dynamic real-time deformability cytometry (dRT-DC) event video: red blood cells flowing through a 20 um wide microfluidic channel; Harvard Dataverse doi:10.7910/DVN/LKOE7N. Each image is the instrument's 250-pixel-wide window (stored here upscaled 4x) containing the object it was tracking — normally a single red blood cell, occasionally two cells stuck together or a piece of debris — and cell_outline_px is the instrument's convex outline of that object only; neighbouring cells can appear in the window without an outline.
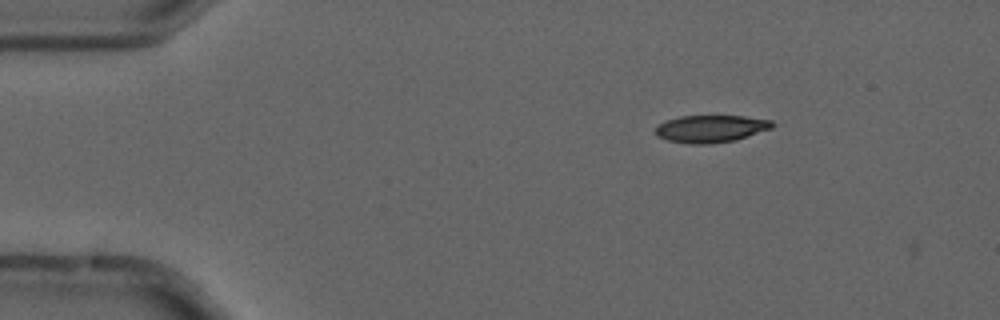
{"species": "common noctule bat (a hibernating species)", "species_latin": "Nyctalus noctula", "temperature_condition": "cold", "stored_images_in_passage": 3, "camera_frame_rate_fps": 3000, "um_per_image_px": 0.085, "animal": {"sex": "male", "forearm_length_mm": 52.5}, "frame": {"image": 1, "passage_image": 3, "time_ms": 0.667, "image_size_px": [1000, 320], "cell_outline_px": [[780, 124], [772, 128], [736, 140], [712, 144], [688, 144], [668, 140], [656, 136], [656, 128], [660, 124], [668, 120], [680, 116], [744, 116], [772, 120]], "centroid_in_image_um": [60.49, 10.94], "position_along_channel_um": 24.5, "area_um2": 18.73}}